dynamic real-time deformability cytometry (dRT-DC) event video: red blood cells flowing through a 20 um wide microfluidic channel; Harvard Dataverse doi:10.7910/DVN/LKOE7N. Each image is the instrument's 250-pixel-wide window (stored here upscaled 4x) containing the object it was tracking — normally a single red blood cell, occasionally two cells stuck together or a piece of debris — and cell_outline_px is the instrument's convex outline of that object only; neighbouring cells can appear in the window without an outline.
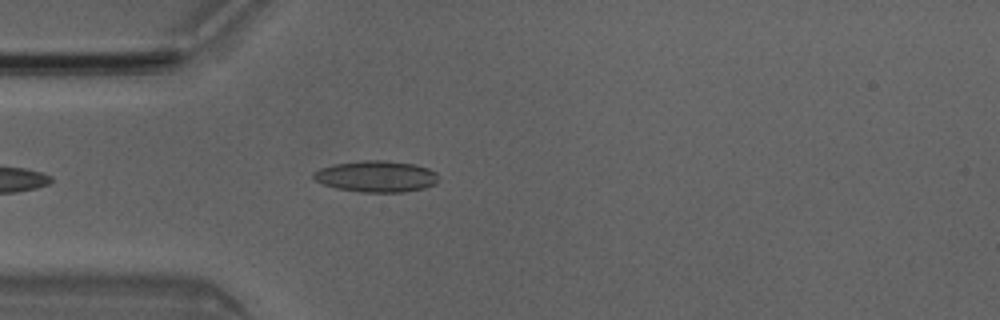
{"species": "Egyptian fruit bat (a non-hibernating species)", "species_latin": "Rousettus aegyptiacus", "temperature_condition": "room temperature", "stored_images_in_passage": 3, "camera_frame_rate_fps": 3000, "um_per_image_px": 0.085, "animal": {"sex": "male"}, "frame": {"image": 1, "passage_image": 3, "time_ms": 0.667, "image_size_px": [1000, 320], "cell_outline_px": [[436, 184], [424, 188], [404, 192], [360, 192], [336, 188], [312, 180], [312, 172], [320, 168], [336, 164], [360, 160], [384, 160], [416, 164], [428, 168], [436, 172]], "centroid_in_image_um": [31.95, 14.99], "position_along_channel_um": 53.0, "area_um2": 22.95}}